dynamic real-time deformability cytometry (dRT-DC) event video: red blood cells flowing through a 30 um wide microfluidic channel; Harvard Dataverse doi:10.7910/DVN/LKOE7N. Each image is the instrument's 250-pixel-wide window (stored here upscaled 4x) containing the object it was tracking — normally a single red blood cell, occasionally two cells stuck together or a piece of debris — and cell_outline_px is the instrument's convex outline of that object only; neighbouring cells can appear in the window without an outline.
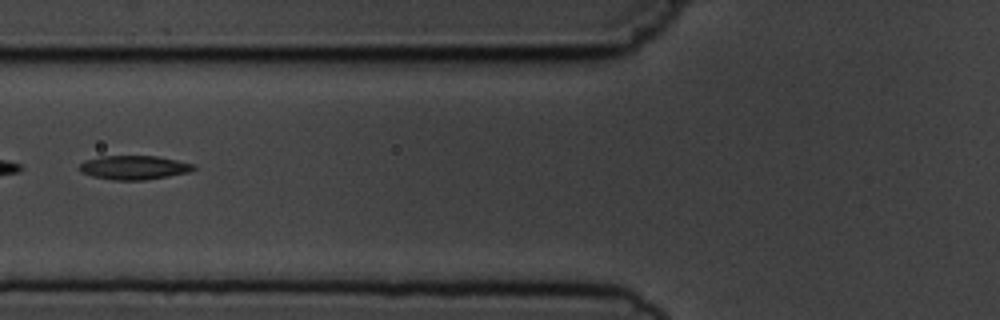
{"species": "common noctule bat (a hibernating species)", "species_latin": "Nyctalus noctula", "temperature_condition": "cold", "stored_images_in_passage": 8, "camera_frame_rate_fps": 3000, "um_per_image_px": 0.085, "animal": {"sex": "male", "body_mass_g": 19.5, "forearm_length_mm": 54.6}, "frame": {"image": 1, "passage_image": 5, "time_ms": 5.667, "image_size_px": [1000, 320], "cell_outline_px": [[196, 168], [188, 172], [168, 176], [144, 180], [112, 180], [92, 176], [80, 172], [80, 164], [84, 160], [100, 156], [156, 156], [196, 164]], "centroid_in_image_um": [11.38, 14.24], "position_along_channel_um": 114.4, "area_um2": 15.95}}
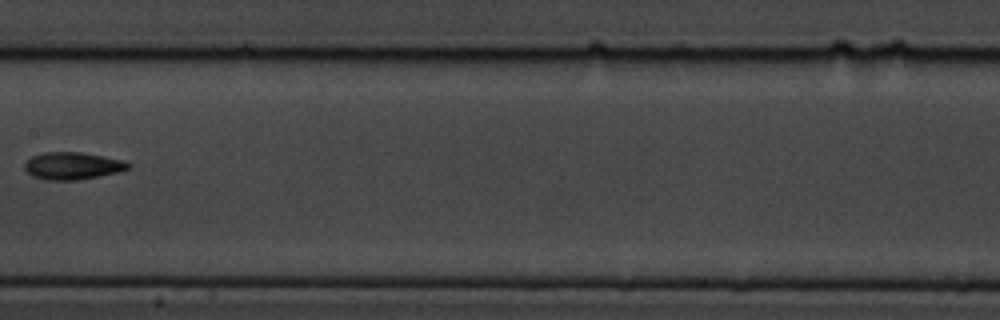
{"frame": {"image": 2, "passage_image": 7, "time_ms": 8.0, "image_size_px": [1000, 320], "cell_outline_px": [[132, 164], [128, 168], [120, 172], [100, 176], [76, 180], [44, 180], [32, 176], [24, 168], [24, 164], [32, 156], [44, 152], [80, 152], [104, 156], [124, 160]], "centroid_in_image_um": [6.18, 14.1], "position_along_channel_um": 201.2, "area_um2": 16.59}}
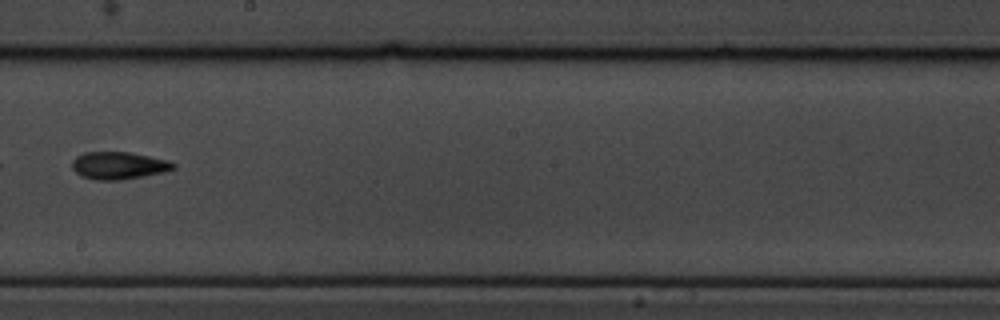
{"frame": {"image": 3, "passage_image": 8, "time_ms": 9.0, "image_size_px": [1000, 320], "cell_outline_px": [[176, 168], [164, 172], [144, 176], [120, 180], [96, 180], [80, 176], [72, 168], [72, 160], [76, 156], [84, 152], [128, 152], [168, 160], [176, 164]], "centroid_in_image_um": [10.07, 14.07], "position_along_channel_um": 238.1, "area_um2": 16.24}}